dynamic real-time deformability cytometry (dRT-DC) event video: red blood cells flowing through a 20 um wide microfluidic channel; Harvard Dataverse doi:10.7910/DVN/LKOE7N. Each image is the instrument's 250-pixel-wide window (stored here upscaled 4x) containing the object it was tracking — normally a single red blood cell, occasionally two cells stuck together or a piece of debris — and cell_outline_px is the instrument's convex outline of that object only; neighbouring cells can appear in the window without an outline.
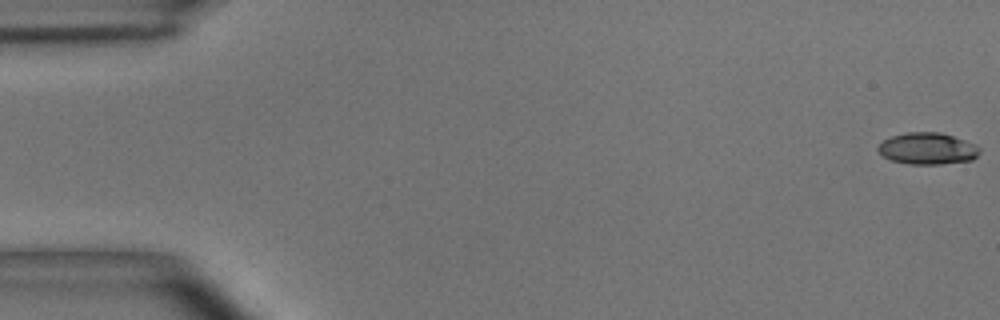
{"species": "common noctule bat (a hibernating species)", "species_latin": "Nyctalus noctula", "temperature_condition": "room temperature", "stored_images_in_passage": 56, "camera_frame_rate_fps": 3000, "um_per_image_px": 0.085, "animal": {"sex": "male", "body_mass_g": 15.6}, "frame": {"image": 1, "passage_image": 1, "time_ms": 0.0, "image_size_px": [1000, 320], "cell_outline_px": [[980, 152], [972, 160], [940, 164], [908, 164], [892, 160], [884, 156], [876, 148], [884, 140], [892, 136], [908, 132], [940, 132], [976, 144], [980, 148]], "centroid_in_image_um": [78.86, 12.63], "position_along_channel_um": 6.1, "area_um2": 18.61}}
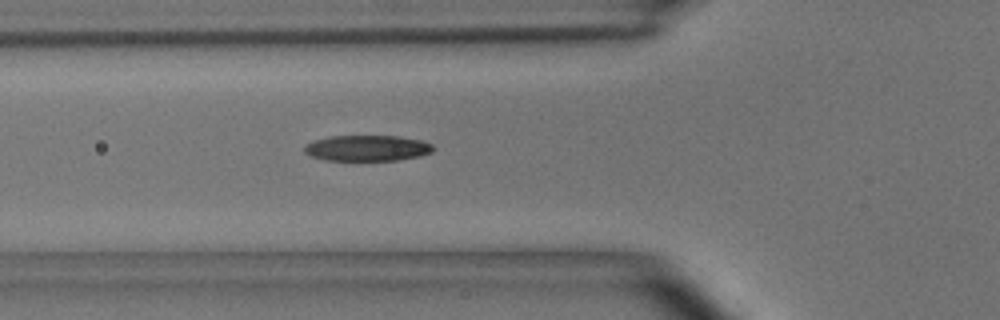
{"frame": {"image": 2, "passage_image": 20, "time_ms": 6.333, "image_size_px": [1000, 320], "cell_outline_px": [[432, 152], [420, 156], [400, 160], [324, 160], [312, 156], [304, 152], [304, 144], [312, 140], [328, 136], [400, 136], [420, 140], [432, 144]], "centroid_in_image_um": [31.17, 12.58], "position_along_channel_um": 94.6, "area_um2": 19.48}}
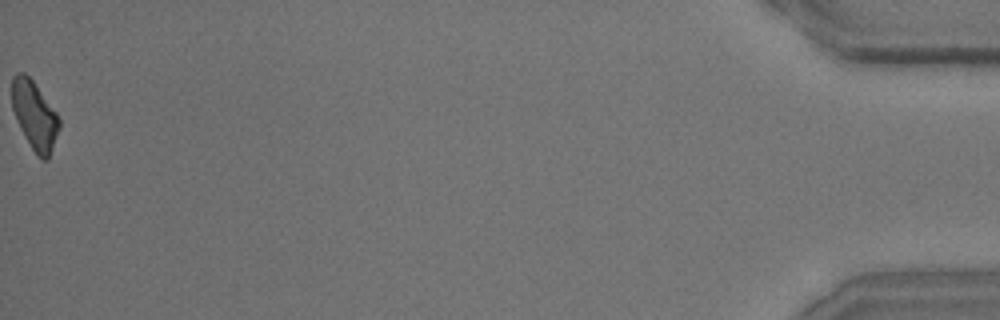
{"frame": {"image": 3, "passage_image": 56, "time_ms": 18.333, "image_size_px": [1000, 320], "cell_outline_px": [[60, 128], [48, 160], [44, 160], [36, 156], [24, 136], [16, 120], [12, 108], [12, 76], [16, 72], [24, 72], [32, 80], [60, 116]], "centroid_in_image_um": [2.94, 9.82], "position_along_channel_um": 432.3, "area_um2": 19.07}, "authors_computed_cell_mechanics": {"area_um2": 19.6231, "velocity_mm_per_s": 3.6187, "shape_relaxation_time_tau1_ms": 5.9508, "shape_relaxation_time_tau2_ms": 2.995, "deformation_change_tau1": 0.1864, "deformation_change_tau2": 0.1054}}